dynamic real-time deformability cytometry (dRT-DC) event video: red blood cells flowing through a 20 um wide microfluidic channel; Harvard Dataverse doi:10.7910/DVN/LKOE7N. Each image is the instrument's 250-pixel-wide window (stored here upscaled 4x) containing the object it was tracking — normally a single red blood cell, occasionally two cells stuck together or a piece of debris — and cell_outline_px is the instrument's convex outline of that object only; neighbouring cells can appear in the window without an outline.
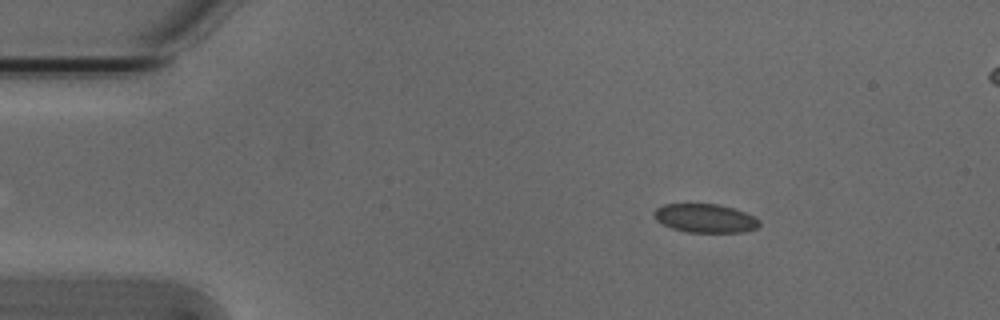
{"species": "Egyptian fruit bat (a non-hibernating species)", "species_latin": "Rousettus aegyptiacus", "temperature_condition": "cold", "stored_images_in_passage": 4, "segment_of_instrument_passage": [1, 2], "camera_frame_rate_fps": 3000, "um_per_image_px": 0.085, "animal": {"sex": "male"}, "frame": {"image": 1, "passage_image": 1, "time_ms": 0.0, "image_size_px": [1000, 320], "cell_outline_px": [[760, 224], [756, 228], [744, 232], [688, 232], [672, 228], [656, 220], [652, 216], [652, 212], [656, 208], [664, 204], [716, 204], [732, 208], [744, 212], [760, 220]], "centroid_in_image_um": [59.91, 18.55], "position_along_channel_um": 25.1, "area_um2": 17.51}}